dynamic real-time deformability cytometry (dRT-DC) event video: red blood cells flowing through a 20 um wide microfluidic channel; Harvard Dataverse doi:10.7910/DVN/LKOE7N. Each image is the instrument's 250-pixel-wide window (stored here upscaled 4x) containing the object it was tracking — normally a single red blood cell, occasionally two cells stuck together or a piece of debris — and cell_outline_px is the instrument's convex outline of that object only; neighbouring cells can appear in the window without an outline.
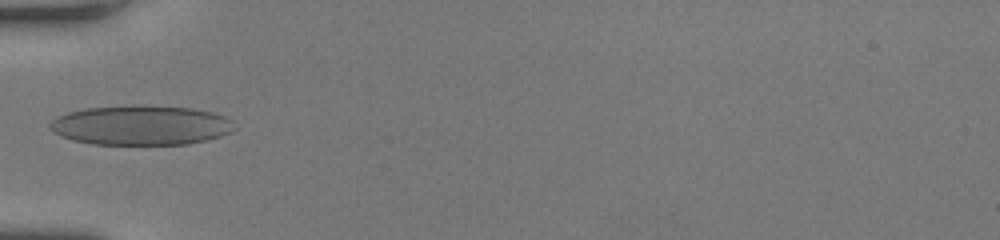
{"species": "human", "species_latin": "Homo sapiens", "temperature_condition": "room temperature", "stored_images_in_passage": 33, "camera_frame_rate_fps": 3000, "um_per_image_px": 0.085, "donor": {"sex": "female"}, "frame": {"image": 1, "passage_image": 1, "time_ms": 0.0, "image_size_px": [1000, 240], "cell_outline_px": [[236, 128], [232, 132], [220, 136], [188, 144], [92, 144], [72, 140], [60, 136], [52, 132], [48, 128], [48, 124], [56, 116], [68, 112], [84, 108], [132, 104], [140, 104], [192, 108], [212, 112], [224, 116], [232, 120]], "centroid_in_image_um": [11.94, 10.63], "position_along_channel_um": 73.1, "area_um2": 43.29}}
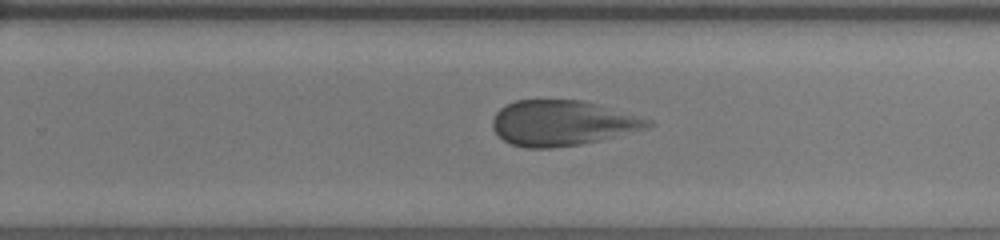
{"frame": {"image": 2, "passage_image": 16, "time_ms": 5.0, "image_size_px": [1000, 240], "cell_outline_px": [[656, 124], [648, 128], [600, 140], [580, 144], [552, 148], [524, 148], [512, 144], [504, 140], [492, 128], [492, 120], [496, 112], [500, 108], [516, 100], [584, 100], [652, 120]], "centroid_in_image_um": [47.8, 10.46], "position_along_channel_um": 282.0, "area_um2": 40.98}}
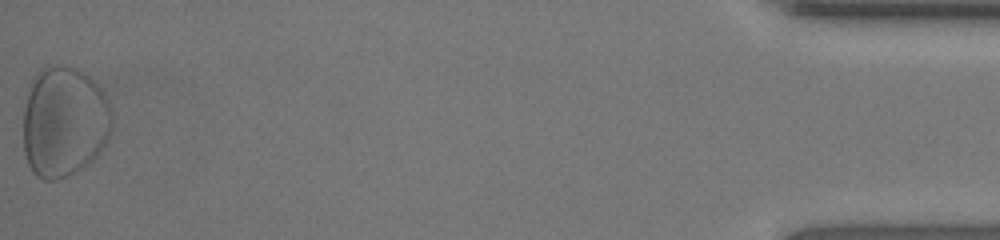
{"frame": {"image": 3, "passage_image": 33, "time_ms": 10.667, "image_size_px": [1000, 240], "cell_outline_px": [[112, 132], [96, 156], [88, 164], [76, 172], [68, 176], [56, 180], [44, 180], [36, 176], [32, 172], [28, 164], [24, 152], [24, 108], [32, 76], [40, 68], [56, 64], [68, 64], [84, 72], [104, 92], [108, 100], [112, 112]], "centroid_in_image_um": [5.45, 10.33], "position_along_channel_um": 429.8, "area_um2": 58.09}}